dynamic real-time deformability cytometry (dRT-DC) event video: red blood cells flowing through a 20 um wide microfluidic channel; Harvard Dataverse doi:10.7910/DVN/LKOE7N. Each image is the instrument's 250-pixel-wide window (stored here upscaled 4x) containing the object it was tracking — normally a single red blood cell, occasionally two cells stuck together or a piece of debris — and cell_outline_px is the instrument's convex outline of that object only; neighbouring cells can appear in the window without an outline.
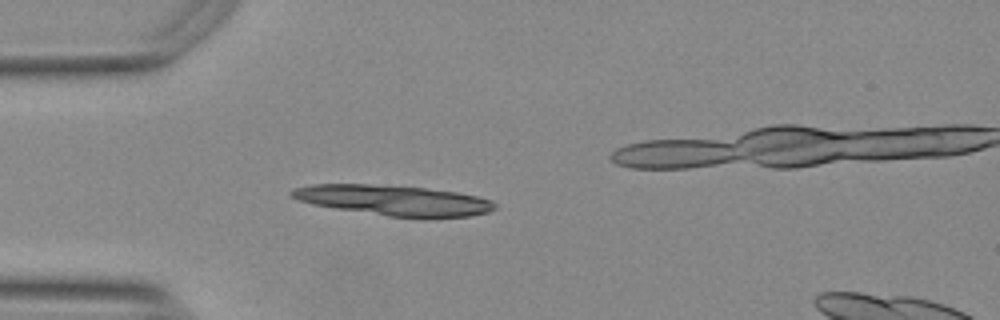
{"species": "Egyptian fruit bat (a non-hibernating species)", "species_latin": "Rousettus aegyptiacus", "temperature_condition": "warm", "stored_images_in_passage": 39, "camera_frame_rate_fps": 3000, "um_per_image_px": 0.085, "animal": {"sex": "female"}, "frame": {"image": 1, "passage_image": 4, "time_ms": 1.0, "image_size_px": [1000, 320], "cell_outline_px": [[496, 208], [488, 212], [472, 216], [428, 220], [388, 216], [336, 208], [312, 204], [288, 196], [288, 192], [296, 188], [312, 184], [368, 184], [424, 188], [456, 192], [476, 196], [492, 200], [496, 204]], "centroid_in_image_um": [33.53, 17.06], "position_along_channel_um": 51.5, "area_um2": 36.36}}